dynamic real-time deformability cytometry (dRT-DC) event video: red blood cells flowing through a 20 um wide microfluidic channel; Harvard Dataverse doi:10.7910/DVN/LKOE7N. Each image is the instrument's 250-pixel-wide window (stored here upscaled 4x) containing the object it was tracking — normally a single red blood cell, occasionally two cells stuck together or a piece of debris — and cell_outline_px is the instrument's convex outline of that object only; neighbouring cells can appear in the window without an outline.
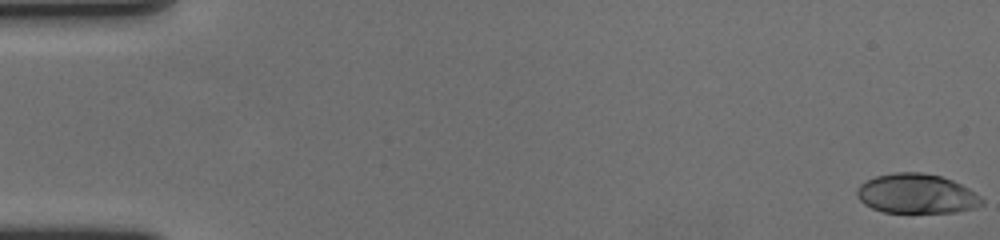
{"species": "human", "species_latin": "Homo sapiens", "temperature_condition": "cold", "stored_images_in_passage": 59, "camera_frame_rate_fps": 3000, "um_per_image_px": 0.085, "donor": {"sex": "female"}, "frame": {"image": 1, "passage_image": 1, "time_ms": 0.0, "image_size_px": [1000, 240], "cell_outline_px": [[984, 204], [976, 208], [956, 212], [884, 212], [872, 208], [864, 204], [856, 196], [856, 188], [860, 184], [876, 176], [896, 172], [920, 172], [940, 176], [952, 180], [968, 188], [980, 196], [984, 200]], "centroid_in_image_um": [77.91, 16.47], "position_along_channel_um": 7.1, "area_um2": 28.84}}
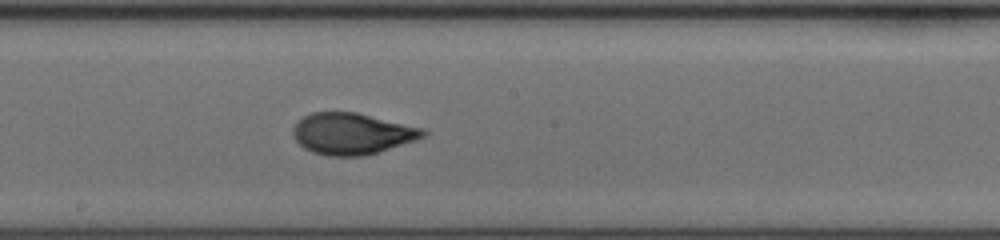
{"frame": {"image": 2, "passage_image": 33, "time_ms": 10.667, "image_size_px": [1000, 240], "cell_outline_px": [[428, 132], [424, 136], [416, 140], [364, 156], [328, 156], [312, 152], [304, 148], [296, 140], [292, 132], [292, 128], [304, 116], [312, 112], [356, 112], [424, 128]], "centroid_in_image_um": [29.92, 11.36], "position_along_channel_um": 218.3, "area_um2": 31.27}}
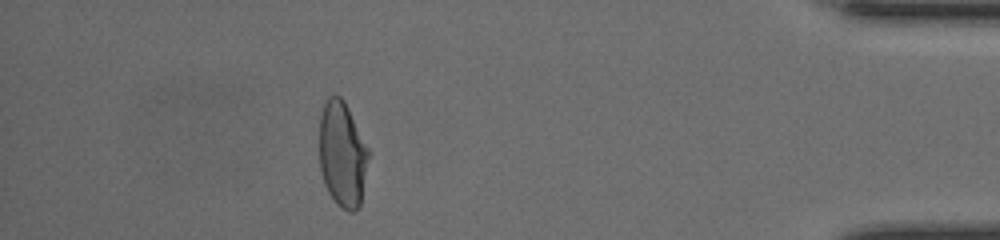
{"frame": {"image": 3, "passage_image": 53, "time_ms": 17.333, "image_size_px": [1000, 240], "cell_outline_px": [[368, 156], [360, 204], [356, 212], [348, 212], [340, 208], [336, 204], [328, 192], [324, 184], [320, 168], [320, 116], [324, 104], [328, 96], [340, 96], [344, 100], [368, 148]], "centroid_in_image_um": [29.08, 13.14], "position_along_channel_um": 406.1, "area_um2": 30.0}, "authors_computed_cell_mechanics": {"area_um2": 30.5184, "velocity_mm_per_s": 3.5617, "shape_relaxation_time_tau1_ms": 6.6358, "shape_relaxation_time_tau2_ms": 0.8099, "deformation_change_tau1": 0.2296, "deformation_change_tau2": 0.0602}}